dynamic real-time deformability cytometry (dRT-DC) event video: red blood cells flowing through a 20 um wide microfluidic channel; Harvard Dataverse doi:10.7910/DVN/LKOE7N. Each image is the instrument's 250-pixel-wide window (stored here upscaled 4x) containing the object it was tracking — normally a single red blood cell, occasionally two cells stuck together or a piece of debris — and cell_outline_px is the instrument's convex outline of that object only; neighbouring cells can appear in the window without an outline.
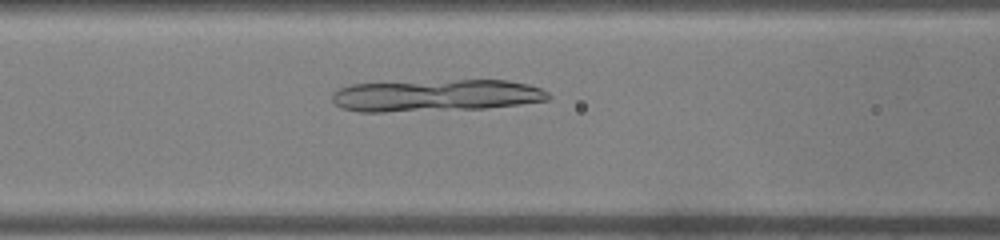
{"species": "common noctule bat (a hibernating species)", "species_latin": "Nyctalus noctula", "temperature_condition": "warm", "stored_images_in_passage": 39, "camera_frame_rate_fps": 3000, "um_per_image_px": 0.085, "animal": {"sex": "male", "body_mass_g": 19.0, "forearm_length_mm": 50.8}, "frame": {"image": 1, "passage_image": 12, "time_ms": 3.667, "image_size_px": [1000, 240], "cell_outline_px": [[552, 96], [548, 100], [520, 104], [484, 108], [384, 112], [360, 112], [340, 108], [332, 100], [332, 92], [340, 88], [352, 84], [456, 80], [508, 80], [528, 84], [540, 88], [548, 92]], "centroid_in_image_um": [37.06, 8.12], "position_along_channel_um": 129.5, "area_um2": 40.29}}
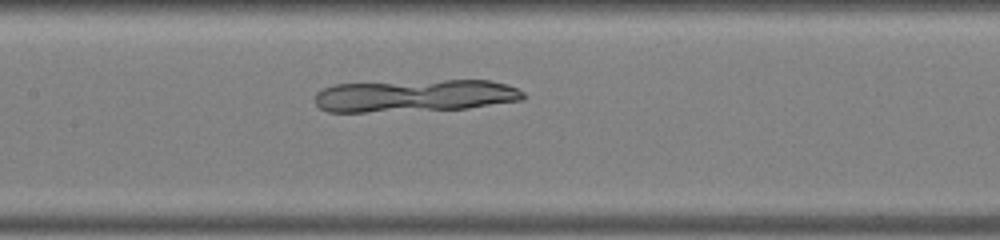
{"frame": {"image": 2, "passage_image": 15, "time_ms": 4.667, "image_size_px": [1000, 240], "cell_outline_px": [[524, 100], [468, 108], [364, 112], [328, 112], [320, 108], [316, 104], [316, 92], [324, 88], [336, 84], [444, 80], [488, 80], [508, 84], [524, 92]], "centroid_in_image_um": [35.3, 8.13], "position_along_channel_um": 172.1, "area_um2": 39.19}}